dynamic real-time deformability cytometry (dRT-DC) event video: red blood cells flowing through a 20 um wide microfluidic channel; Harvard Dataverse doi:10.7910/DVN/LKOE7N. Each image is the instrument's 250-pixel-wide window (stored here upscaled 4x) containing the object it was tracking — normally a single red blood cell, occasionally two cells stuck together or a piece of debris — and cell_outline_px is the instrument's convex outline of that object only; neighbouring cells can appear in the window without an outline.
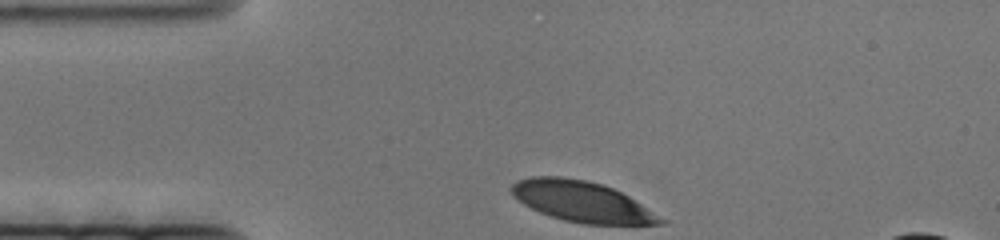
{"species": "human", "species_latin": "Homo sapiens", "temperature_condition": "cold", "stored_images_in_passage": 48, "camera_frame_rate_fps": 3000, "um_per_image_px": 0.085, "donor": {"sex": "female"}, "frame": {"image": 1, "passage_image": 1, "time_ms": 0.0, "image_size_px": [1000, 240], "cell_outline_px": [[668, 224], [584, 224], [564, 220], [540, 212], [524, 204], [512, 192], [512, 184], [516, 180], [532, 176], [560, 176], [584, 180], [604, 184], [628, 196], [668, 220]], "centroid_in_image_um": [49.51, 17.13], "position_along_channel_um": 35.5, "area_um2": 35.03}}
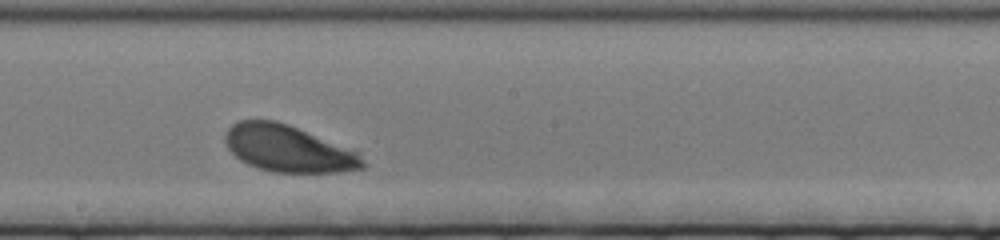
{"frame": {"image": 2, "passage_image": 28, "time_ms": 9.0, "image_size_px": [1000, 240], "cell_outline_px": [[368, 164], [364, 168], [336, 172], [272, 172], [248, 164], [240, 160], [228, 148], [224, 140], [224, 136], [228, 128], [232, 124], [240, 120], [276, 120], [288, 124], [360, 152]], "centroid_in_image_um": [24.53, 12.63], "position_along_channel_um": 223.7, "area_um2": 37.51}}
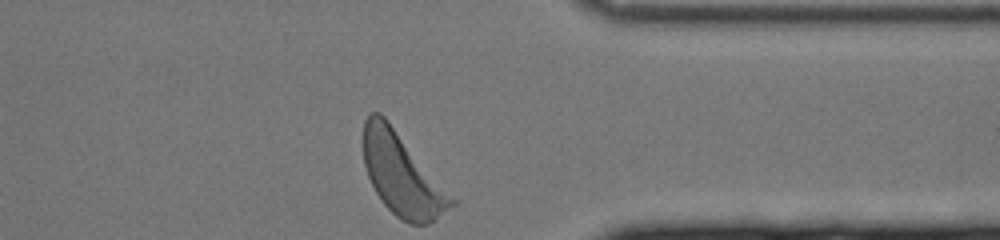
{"frame": {"image": 3, "passage_image": 48, "time_ms": 15.667, "image_size_px": [1000, 240], "cell_outline_px": [[456, 204], [428, 224], [408, 224], [400, 220], [384, 204], [376, 192], [368, 176], [364, 164], [364, 120], [368, 112], [380, 112], [388, 120], [456, 200]], "centroid_in_image_um": [34.16, 14.84], "position_along_channel_um": 377.2, "area_um2": 41.62}}